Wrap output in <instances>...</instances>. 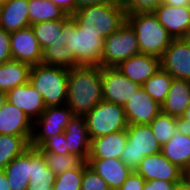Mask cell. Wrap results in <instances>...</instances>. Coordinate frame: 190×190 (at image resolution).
Segmentation results:
<instances>
[{
  "label": "cell",
  "mask_w": 190,
  "mask_h": 190,
  "mask_svg": "<svg viewBox=\"0 0 190 190\" xmlns=\"http://www.w3.org/2000/svg\"><path fill=\"white\" fill-rule=\"evenodd\" d=\"M102 100L100 66H78L68 69L66 105L74 116H85Z\"/></svg>",
  "instance_id": "cell-1"
},
{
  "label": "cell",
  "mask_w": 190,
  "mask_h": 190,
  "mask_svg": "<svg viewBox=\"0 0 190 190\" xmlns=\"http://www.w3.org/2000/svg\"><path fill=\"white\" fill-rule=\"evenodd\" d=\"M65 46L73 54L78 66L102 67L104 39L100 34L84 31L72 15L62 20Z\"/></svg>",
  "instance_id": "cell-2"
},
{
  "label": "cell",
  "mask_w": 190,
  "mask_h": 190,
  "mask_svg": "<svg viewBox=\"0 0 190 190\" xmlns=\"http://www.w3.org/2000/svg\"><path fill=\"white\" fill-rule=\"evenodd\" d=\"M86 32L100 34L105 39L126 22V13L118 2L85 6L72 15Z\"/></svg>",
  "instance_id": "cell-3"
},
{
  "label": "cell",
  "mask_w": 190,
  "mask_h": 190,
  "mask_svg": "<svg viewBox=\"0 0 190 190\" xmlns=\"http://www.w3.org/2000/svg\"><path fill=\"white\" fill-rule=\"evenodd\" d=\"M29 82L42 96L46 107L66 104L68 69L40 63L31 66Z\"/></svg>",
  "instance_id": "cell-4"
},
{
  "label": "cell",
  "mask_w": 190,
  "mask_h": 190,
  "mask_svg": "<svg viewBox=\"0 0 190 190\" xmlns=\"http://www.w3.org/2000/svg\"><path fill=\"white\" fill-rule=\"evenodd\" d=\"M126 21L135 30L140 53L161 58L173 38L156 15L153 12L128 14Z\"/></svg>",
  "instance_id": "cell-5"
},
{
  "label": "cell",
  "mask_w": 190,
  "mask_h": 190,
  "mask_svg": "<svg viewBox=\"0 0 190 190\" xmlns=\"http://www.w3.org/2000/svg\"><path fill=\"white\" fill-rule=\"evenodd\" d=\"M90 140L126 130L129 126L123 106L102 100L85 115Z\"/></svg>",
  "instance_id": "cell-6"
},
{
  "label": "cell",
  "mask_w": 190,
  "mask_h": 190,
  "mask_svg": "<svg viewBox=\"0 0 190 190\" xmlns=\"http://www.w3.org/2000/svg\"><path fill=\"white\" fill-rule=\"evenodd\" d=\"M126 132L128 140L123 149L121 160L134 172L145 156L160 153L161 145L153 135L149 124L129 125Z\"/></svg>",
  "instance_id": "cell-7"
},
{
  "label": "cell",
  "mask_w": 190,
  "mask_h": 190,
  "mask_svg": "<svg viewBox=\"0 0 190 190\" xmlns=\"http://www.w3.org/2000/svg\"><path fill=\"white\" fill-rule=\"evenodd\" d=\"M139 54L141 53L135 30L126 21L104 39L102 67H116L126 59Z\"/></svg>",
  "instance_id": "cell-8"
},
{
  "label": "cell",
  "mask_w": 190,
  "mask_h": 190,
  "mask_svg": "<svg viewBox=\"0 0 190 190\" xmlns=\"http://www.w3.org/2000/svg\"><path fill=\"white\" fill-rule=\"evenodd\" d=\"M73 116L66 104L46 107L41 116L33 121L30 147L38 148L47 138L63 133Z\"/></svg>",
  "instance_id": "cell-9"
},
{
  "label": "cell",
  "mask_w": 190,
  "mask_h": 190,
  "mask_svg": "<svg viewBox=\"0 0 190 190\" xmlns=\"http://www.w3.org/2000/svg\"><path fill=\"white\" fill-rule=\"evenodd\" d=\"M103 100L123 106L141 88L116 67H101Z\"/></svg>",
  "instance_id": "cell-10"
},
{
  "label": "cell",
  "mask_w": 190,
  "mask_h": 190,
  "mask_svg": "<svg viewBox=\"0 0 190 190\" xmlns=\"http://www.w3.org/2000/svg\"><path fill=\"white\" fill-rule=\"evenodd\" d=\"M135 172L141 175L145 181L164 180L182 182L186 178V173L165 158L161 152L145 156Z\"/></svg>",
  "instance_id": "cell-11"
},
{
  "label": "cell",
  "mask_w": 190,
  "mask_h": 190,
  "mask_svg": "<svg viewBox=\"0 0 190 190\" xmlns=\"http://www.w3.org/2000/svg\"><path fill=\"white\" fill-rule=\"evenodd\" d=\"M161 68L174 79L190 80V45L183 39H172L161 57Z\"/></svg>",
  "instance_id": "cell-12"
},
{
  "label": "cell",
  "mask_w": 190,
  "mask_h": 190,
  "mask_svg": "<svg viewBox=\"0 0 190 190\" xmlns=\"http://www.w3.org/2000/svg\"><path fill=\"white\" fill-rule=\"evenodd\" d=\"M12 60L35 66L42 62V49L31 26L10 33Z\"/></svg>",
  "instance_id": "cell-13"
},
{
  "label": "cell",
  "mask_w": 190,
  "mask_h": 190,
  "mask_svg": "<svg viewBox=\"0 0 190 190\" xmlns=\"http://www.w3.org/2000/svg\"><path fill=\"white\" fill-rule=\"evenodd\" d=\"M124 110L129 125H146L150 124L161 112V105L141 87L124 105Z\"/></svg>",
  "instance_id": "cell-14"
},
{
  "label": "cell",
  "mask_w": 190,
  "mask_h": 190,
  "mask_svg": "<svg viewBox=\"0 0 190 190\" xmlns=\"http://www.w3.org/2000/svg\"><path fill=\"white\" fill-rule=\"evenodd\" d=\"M173 39L184 38L190 25V6L160 4L153 12Z\"/></svg>",
  "instance_id": "cell-15"
},
{
  "label": "cell",
  "mask_w": 190,
  "mask_h": 190,
  "mask_svg": "<svg viewBox=\"0 0 190 190\" xmlns=\"http://www.w3.org/2000/svg\"><path fill=\"white\" fill-rule=\"evenodd\" d=\"M7 101L22 110L32 121L46 109L42 96L28 81L6 93Z\"/></svg>",
  "instance_id": "cell-16"
},
{
  "label": "cell",
  "mask_w": 190,
  "mask_h": 190,
  "mask_svg": "<svg viewBox=\"0 0 190 190\" xmlns=\"http://www.w3.org/2000/svg\"><path fill=\"white\" fill-rule=\"evenodd\" d=\"M116 68L134 83L142 86L161 68V58L139 54L121 62Z\"/></svg>",
  "instance_id": "cell-17"
},
{
  "label": "cell",
  "mask_w": 190,
  "mask_h": 190,
  "mask_svg": "<svg viewBox=\"0 0 190 190\" xmlns=\"http://www.w3.org/2000/svg\"><path fill=\"white\" fill-rule=\"evenodd\" d=\"M68 153L88 161L91 140L85 116H73L64 131Z\"/></svg>",
  "instance_id": "cell-18"
},
{
  "label": "cell",
  "mask_w": 190,
  "mask_h": 190,
  "mask_svg": "<svg viewBox=\"0 0 190 190\" xmlns=\"http://www.w3.org/2000/svg\"><path fill=\"white\" fill-rule=\"evenodd\" d=\"M88 166L95 171L111 190H118L133 172L121 159H88Z\"/></svg>",
  "instance_id": "cell-19"
},
{
  "label": "cell",
  "mask_w": 190,
  "mask_h": 190,
  "mask_svg": "<svg viewBox=\"0 0 190 190\" xmlns=\"http://www.w3.org/2000/svg\"><path fill=\"white\" fill-rule=\"evenodd\" d=\"M29 0H1L0 28L14 32L30 26Z\"/></svg>",
  "instance_id": "cell-20"
},
{
  "label": "cell",
  "mask_w": 190,
  "mask_h": 190,
  "mask_svg": "<svg viewBox=\"0 0 190 190\" xmlns=\"http://www.w3.org/2000/svg\"><path fill=\"white\" fill-rule=\"evenodd\" d=\"M33 121L20 109L6 101L0 110V134L31 136Z\"/></svg>",
  "instance_id": "cell-21"
},
{
  "label": "cell",
  "mask_w": 190,
  "mask_h": 190,
  "mask_svg": "<svg viewBox=\"0 0 190 190\" xmlns=\"http://www.w3.org/2000/svg\"><path fill=\"white\" fill-rule=\"evenodd\" d=\"M128 137L126 130L91 140L88 159H121Z\"/></svg>",
  "instance_id": "cell-22"
},
{
  "label": "cell",
  "mask_w": 190,
  "mask_h": 190,
  "mask_svg": "<svg viewBox=\"0 0 190 190\" xmlns=\"http://www.w3.org/2000/svg\"><path fill=\"white\" fill-rule=\"evenodd\" d=\"M190 103V80L173 79L165 101L161 104V112L172 117H182Z\"/></svg>",
  "instance_id": "cell-23"
},
{
  "label": "cell",
  "mask_w": 190,
  "mask_h": 190,
  "mask_svg": "<svg viewBox=\"0 0 190 190\" xmlns=\"http://www.w3.org/2000/svg\"><path fill=\"white\" fill-rule=\"evenodd\" d=\"M56 177L47 166L43 154L31 147V171L27 190H52Z\"/></svg>",
  "instance_id": "cell-24"
},
{
  "label": "cell",
  "mask_w": 190,
  "mask_h": 190,
  "mask_svg": "<svg viewBox=\"0 0 190 190\" xmlns=\"http://www.w3.org/2000/svg\"><path fill=\"white\" fill-rule=\"evenodd\" d=\"M161 153L186 174L190 172V136L178 131L161 147Z\"/></svg>",
  "instance_id": "cell-25"
},
{
  "label": "cell",
  "mask_w": 190,
  "mask_h": 190,
  "mask_svg": "<svg viewBox=\"0 0 190 190\" xmlns=\"http://www.w3.org/2000/svg\"><path fill=\"white\" fill-rule=\"evenodd\" d=\"M31 171V147L15 157L4 172L11 190H27Z\"/></svg>",
  "instance_id": "cell-26"
},
{
  "label": "cell",
  "mask_w": 190,
  "mask_h": 190,
  "mask_svg": "<svg viewBox=\"0 0 190 190\" xmlns=\"http://www.w3.org/2000/svg\"><path fill=\"white\" fill-rule=\"evenodd\" d=\"M31 66L16 60L0 64V91L7 93L29 81Z\"/></svg>",
  "instance_id": "cell-27"
},
{
  "label": "cell",
  "mask_w": 190,
  "mask_h": 190,
  "mask_svg": "<svg viewBox=\"0 0 190 190\" xmlns=\"http://www.w3.org/2000/svg\"><path fill=\"white\" fill-rule=\"evenodd\" d=\"M34 36L43 50L47 46H65L62 29V20L44 21L31 25Z\"/></svg>",
  "instance_id": "cell-28"
},
{
  "label": "cell",
  "mask_w": 190,
  "mask_h": 190,
  "mask_svg": "<svg viewBox=\"0 0 190 190\" xmlns=\"http://www.w3.org/2000/svg\"><path fill=\"white\" fill-rule=\"evenodd\" d=\"M28 10L30 26L44 21L63 20L68 16L51 0H29Z\"/></svg>",
  "instance_id": "cell-29"
},
{
  "label": "cell",
  "mask_w": 190,
  "mask_h": 190,
  "mask_svg": "<svg viewBox=\"0 0 190 190\" xmlns=\"http://www.w3.org/2000/svg\"><path fill=\"white\" fill-rule=\"evenodd\" d=\"M31 136L0 134V169L4 168L17 156L30 148Z\"/></svg>",
  "instance_id": "cell-30"
},
{
  "label": "cell",
  "mask_w": 190,
  "mask_h": 190,
  "mask_svg": "<svg viewBox=\"0 0 190 190\" xmlns=\"http://www.w3.org/2000/svg\"><path fill=\"white\" fill-rule=\"evenodd\" d=\"M173 79L168 72L160 68L141 87L153 100L161 105L165 101Z\"/></svg>",
  "instance_id": "cell-31"
},
{
  "label": "cell",
  "mask_w": 190,
  "mask_h": 190,
  "mask_svg": "<svg viewBox=\"0 0 190 190\" xmlns=\"http://www.w3.org/2000/svg\"><path fill=\"white\" fill-rule=\"evenodd\" d=\"M45 65L57 66L66 69L77 67V61L66 47L47 46L42 50V62Z\"/></svg>",
  "instance_id": "cell-32"
},
{
  "label": "cell",
  "mask_w": 190,
  "mask_h": 190,
  "mask_svg": "<svg viewBox=\"0 0 190 190\" xmlns=\"http://www.w3.org/2000/svg\"><path fill=\"white\" fill-rule=\"evenodd\" d=\"M45 157L47 166L52 172L57 175L66 172L73 168H80L85 161L77 156L70 153L58 154V153H42Z\"/></svg>",
  "instance_id": "cell-33"
},
{
  "label": "cell",
  "mask_w": 190,
  "mask_h": 190,
  "mask_svg": "<svg viewBox=\"0 0 190 190\" xmlns=\"http://www.w3.org/2000/svg\"><path fill=\"white\" fill-rule=\"evenodd\" d=\"M149 126L156 140L162 147L177 131L176 117L160 112Z\"/></svg>",
  "instance_id": "cell-34"
},
{
  "label": "cell",
  "mask_w": 190,
  "mask_h": 190,
  "mask_svg": "<svg viewBox=\"0 0 190 190\" xmlns=\"http://www.w3.org/2000/svg\"><path fill=\"white\" fill-rule=\"evenodd\" d=\"M85 162L80 168H73L57 175L52 190H81Z\"/></svg>",
  "instance_id": "cell-35"
},
{
  "label": "cell",
  "mask_w": 190,
  "mask_h": 190,
  "mask_svg": "<svg viewBox=\"0 0 190 190\" xmlns=\"http://www.w3.org/2000/svg\"><path fill=\"white\" fill-rule=\"evenodd\" d=\"M123 7L126 15L154 12L163 3V0H117Z\"/></svg>",
  "instance_id": "cell-36"
},
{
  "label": "cell",
  "mask_w": 190,
  "mask_h": 190,
  "mask_svg": "<svg viewBox=\"0 0 190 190\" xmlns=\"http://www.w3.org/2000/svg\"><path fill=\"white\" fill-rule=\"evenodd\" d=\"M66 142L65 134L63 132L47 138L37 149L41 153H58L65 155L68 153Z\"/></svg>",
  "instance_id": "cell-37"
},
{
  "label": "cell",
  "mask_w": 190,
  "mask_h": 190,
  "mask_svg": "<svg viewBox=\"0 0 190 190\" xmlns=\"http://www.w3.org/2000/svg\"><path fill=\"white\" fill-rule=\"evenodd\" d=\"M81 190H111L108 184L89 166L84 169Z\"/></svg>",
  "instance_id": "cell-38"
},
{
  "label": "cell",
  "mask_w": 190,
  "mask_h": 190,
  "mask_svg": "<svg viewBox=\"0 0 190 190\" xmlns=\"http://www.w3.org/2000/svg\"><path fill=\"white\" fill-rule=\"evenodd\" d=\"M12 60L10 33L0 28V64Z\"/></svg>",
  "instance_id": "cell-39"
},
{
  "label": "cell",
  "mask_w": 190,
  "mask_h": 190,
  "mask_svg": "<svg viewBox=\"0 0 190 190\" xmlns=\"http://www.w3.org/2000/svg\"><path fill=\"white\" fill-rule=\"evenodd\" d=\"M145 182V179L134 171L118 190H143Z\"/></svg>",
  "instance_id": "cell-40"
},
{
  "label": "cell",
  "mask_w": 190,
  "mask_h": 190,
  "mask_svg": "<svg viewBox=\"0 0 190 190\" xmlns=\"http://www.w3.org/2000/svg\"><path fill=\"white\" fill-rule=\"evenodd\" d=\"M181 182H169L164 180L146 181L143 190H176Z\"/></svg>",
  "instance_id": "cell-41"
},
{
  "label": "cell",
  "mask_w": 190,
  "mask_h": 190,
  "mask_svg": "<svg viewBox=\"0 0 190 190\" xmlns=\"http://www.w3.org/2000/svg\"><path fill=\"white\" fill-rule=\"evenodd\" d=\"M55 5L64 10L68 15H73L77 11L75 0H51Z\"/></svg>",
  "instance_id": "cell-42"
},
{
  "label": "cell",
  "mask_w": 190,
  "mask_h": 190,
  "mask_svg": "<svg viewBox=\"0 0 190 190\" xmlns=\"http://www.w3.org/2000/svg\"><path fill=\"white\" fill-rule=\"evenodd\" d=\"M177 131L185 136H190V121L183 117L176 118Z\"/></svg>",
  "instance_id": "cell-43"
},
{
  "label": "cell",
  "mask_w": 190,
  "mask_h": 190,
  "mask_svg": "<svg viewBox=\"0 0 190 190\" xmlns=\"http://www.w3.org/2000/svg\"><path fill=\"white\" fill-rule=\"evenodd\" d=\"M77 10L85 7V6H91L95 4H102L107 2H117V0H75Z\"/></svg>",
  "instance_id": "cell-44"
},
{
  "label": "cell",
  "mask_w": 190,
  "mask_h": 190,
  "mask_svg": "<svg viewBox=\"0 0 190 190\" xmlns=\"http://www.w3.org/2000/svg\"><path fill=\"white\" fill-rule=\"evenodd\" d=\"M163 3L166 5H172V6H190V0H163Z\"/></svg>",
  "instance_id": "cell-45"
},
{
  "label": "cell",
  "mask_w": 190,
  "mask_h": 190,
  "mask_svg": "<svg viewBox=\"0 0 190 190\" xmlns=\"http://www.w3.org/2000/svg\"><path fill=\"white\" fill-rule=\"evenodd\" d=\"M0 190H11L4 170L0 169Z\"/></svg>",
  "instance_id": "cell-46"
},
{
  "label": "cell",
  "mask_w": 190,
  "mask_h": 190,
  "mask_svg": "<svg viewBox=\"0 0 190 190\" xmlns=\"http://www.w3.org/2000/svg\"><path fill=\"white\" fill-rule=\"evenodd\" d=\"M176 190H190V181L185 178L181 183L177 185Z\"/></svg>",
  "instance_id": "cell-47"
},
{
  "label": "cell",
  "mask_w": 190,
  "mask_h": 190,
  "mask_svg": "<svg viewBox=\"0 0 190 190\" xmlns=\"http://www.w3.org/2000/svg\"><path fill=\"white\" fill-rule=\"evenodd\" d=\"M7 101V95L5 92L0 91V110L2 109L3 105Z\"/></svg>",
  "instance_id": "cell-48"
},
{
  "label": "cell",
  "mask_w": 190,
  "mask_h": 190,
  "mask_svg": "<svg viewBox=\"0 0 190 190\" xmlns=\"http://www.w3.org/2000/svg\"><path fill=\"white\" fill-rule=\"evenodd\" d=\"M182 117L187 120V121H190V103L189 105L187 106V108L185 109V112L184 114L182 115Z\"/></svg>",
  "instance_id": "cell-49"
},
{
  "label": "cell",
  "mask_w": 190,
  "mask_h": 190,
  "mask_svg": "<svg viewBox=\"0 0 190 190\" xmlns=\"http://www.w3.org/2000/svg\"><path fill=\"white\" fill-rule=\"evenodd\" d=\"M183 39L190 45V25H189L188 31Z\"/></svg>",
  "instance_id": "cell-50"
},
{
  "label": "cell",
  "mask_w": 190,
  "mask_h": 190,
  "mask_svg": "<svg viewBox=\"0 0 190 190\" xmlns=\"http://www.w3.org/2000/svg\"><path fill=\"white\" fill-rule=\"evenodd\" d=\"M186 178L190 181V172L186 174Z\"/></svg>",
  "instance_id": "cell-51"
}]
</instances>
